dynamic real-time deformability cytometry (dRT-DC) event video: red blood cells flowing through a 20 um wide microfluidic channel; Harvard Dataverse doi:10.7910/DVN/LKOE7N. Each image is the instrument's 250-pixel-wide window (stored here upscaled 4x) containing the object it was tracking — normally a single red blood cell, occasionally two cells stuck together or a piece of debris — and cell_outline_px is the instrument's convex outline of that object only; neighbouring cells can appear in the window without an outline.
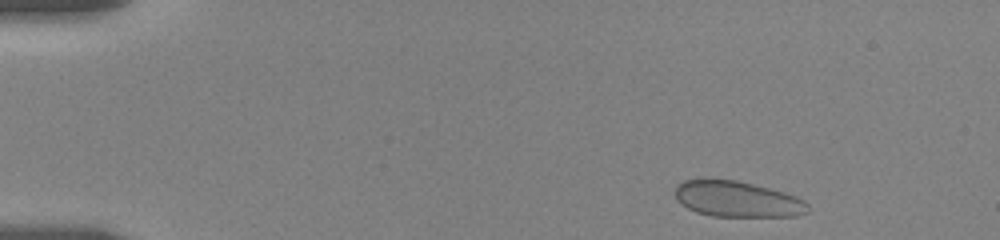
{"species": "human", "species_latin": "Homo sapiens", "temperature_condition": "room temperature", "stored_images_in_passage": 60, "camera_frame_rate_fps": 3000, "um_per_image_px": 0.085, "donor": {"sex": "female"}, "frame": {"image": 1, "passage_image": 2, "time_ms": 0.333, "image_size_px": [1000, 240], "cell_outline_px": [[808, 212], [796, 216], [712, 216], [696, 212], [688, 208], [676, 200], [676, 184], [684, 180], [736, 180], [784, 192], [796, 196], [804, 200], [808, 204]], "centroid_in_image_um": [62.68, 16.94], "position_along_channel_um": 22.3, "area_um2": 27.46}}
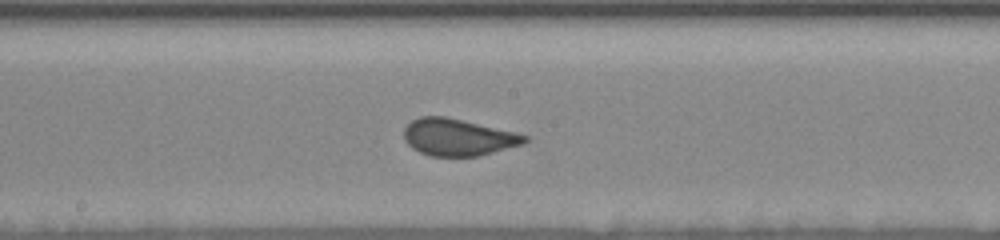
{"frame": {"image": 2, "passage_image": 25, "time_ms": 8.333, "image_size_px": [1000, 240], "cell_outline_px": [[528, 140], [524, 144], [476, 156], [428, 156], [412, 148], [404, 140], [404, 128], [412, 120], [420, 116], [448, 116], [516, 132], [528, 136]], "centroid_in_image_um": [38.92, 11.65], "position_along_channel_um": 209.3, "area_um2": 26.13}}
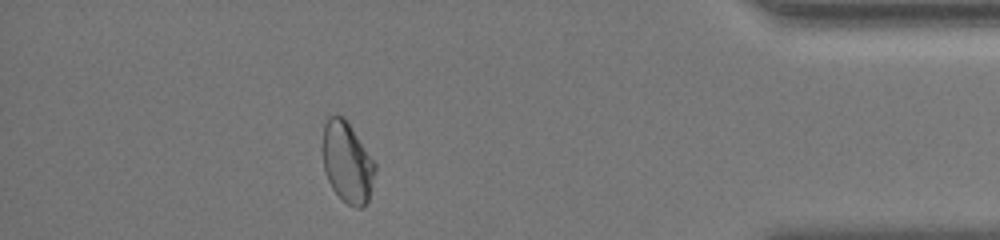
{"frame": {"image": 3, "passage_image": 52, "time_ms": 15.0, "image_size_px": [1000, 240], "cell_outline_px": [[376, 172], [368, 200], [360, 208], [356, 208], [348, 204], [332, 188], [324, 172], [324, 124], [328, 116], [344, 116], [376, 164]], "centroid_in_image_um": [29.53, 13.8], "position_along_channel_um": 405.7, "area_um2": 24.28}, "authors_computed_cell_mechanics": {"area_um2": 26.1256, "velocity_mm_per_s": 3.5047, "shape_relaxation_time_tau1_ms": 8.1754, "shape_relaxation_time_tau2_ms": null, "deformation_change_tau1": 0.1473, "deformation_change_tau2": null}}